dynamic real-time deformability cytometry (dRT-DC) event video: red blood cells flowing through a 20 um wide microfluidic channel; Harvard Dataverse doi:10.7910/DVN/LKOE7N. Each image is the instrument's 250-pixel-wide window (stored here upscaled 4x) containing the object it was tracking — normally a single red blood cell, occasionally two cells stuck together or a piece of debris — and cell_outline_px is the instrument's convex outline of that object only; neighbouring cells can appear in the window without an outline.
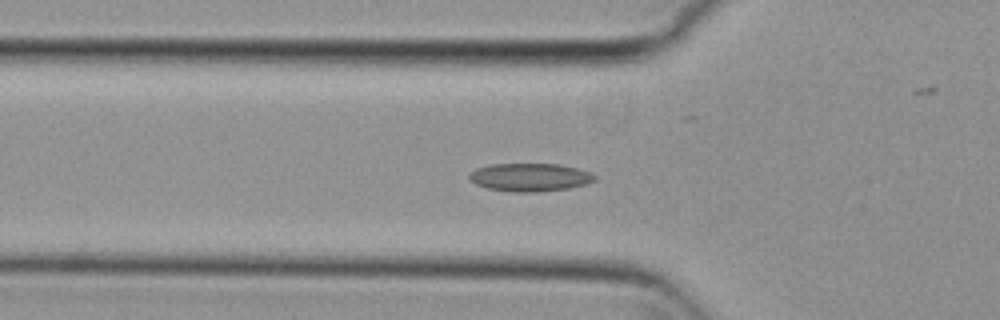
{"species": "common noctule bat (a hibernating species)", "species_latin": "Nyctalus noctula", "temperature_condition": "cold", "stored_images_in_passage": 42, "camera_frame_rate_fps": 3000, "um_per_image_px": 0.085, "animal": {"sex": "female", "body_mass_g": 29.2, "forearm_length_mm": 56.3}, "frame": {"image": 1, "passage_image": 5, "time_ms": 1.333, "image_size_px": [1000, 320], "cell_outline_px": [[596, 180], [588, 184], [568, 188], [536, 192], [512, 192], [488, 188], [476, 184], [468, 180], [468, 176], [476, 168], [492, 164], [556, 164], [576, 168], [592, 172], [596, 176]], "centroid_in_image_um": [45.06, 15.07], "position_along_channel_um": 80.7, "area_um2": 20.58}}
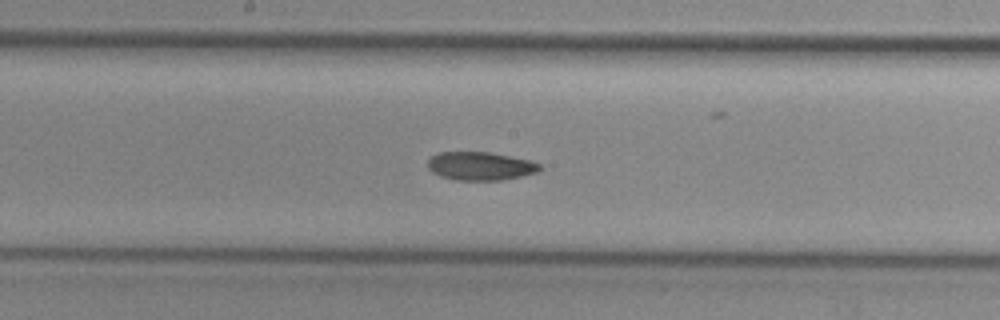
{"frame": {"image": 2, "passage_image": 15, "time_ms": 4.667, "image_size_px": [1000, 320], "cell_outline_px": [[540, 168], [536, 172], [520, 176], [500, 180], [456, 180], [440, 176], [432, 172], [428, 168], [428, 160], [432, 156], [440, 152], [488, 152], [528, 160], [540, 164]], "centroid_in_image_um": [40.78, 14.12], "position_along_channel_um": 207.4, "area_um2": 18.21}}
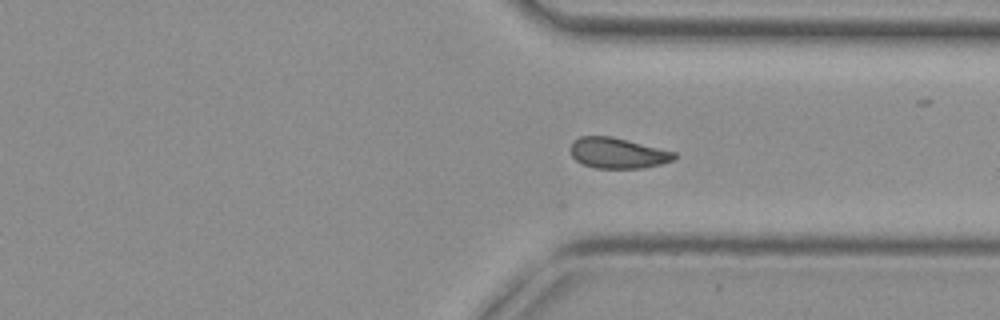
{"frame": {"image": 3, "passage_image": 27, "time_ms": 8.667, "image_size_px": [1000, 320], "cell_outline_px": [[676, 156], [672, 160], [660, 164], [640, 168], [596, 168], [584, 164], [576, 160], [572, 156], [568, 148], [572, 140], [580, 136], [612, 136], [676, 152]], "centroid_in_image_um": [52.45, 12.99], "position_along_channel_um": 359.0, "area_um2": 18.55}, "authors_computed_cell_mechanics": {"area_um2": 18.9584, "velocity_mm_per_s": 3.7844, "shape_relaxation_time_tau1_ms": null, "shape_relaxation_time_tau2_ms": 5.5187, "deformation_change_tau1": null, "deformation_change_tau2": 0.0971}}